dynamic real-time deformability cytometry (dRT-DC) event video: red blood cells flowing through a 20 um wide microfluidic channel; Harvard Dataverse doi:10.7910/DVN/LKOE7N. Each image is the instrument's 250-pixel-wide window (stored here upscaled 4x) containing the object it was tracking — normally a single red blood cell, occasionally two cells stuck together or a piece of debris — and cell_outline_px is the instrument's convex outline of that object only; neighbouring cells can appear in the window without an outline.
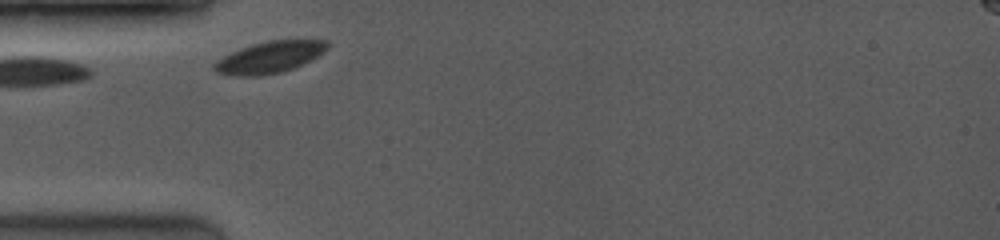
{"species": "common noctule bat (a hibernating species)", "species_latin": "Nyctalus noctula", "temperature_condition": "room temperature", "stored_images_in_passage": 10, "segment_of_instrument_passage": [1, 2], "camera_frame_rate_fps": 3500, "um_per_image_px": 0.085, "animal": {"sex": "female", "body_mass_g": 19.0, "forearm_length_mm": 53.3}, "frame": {"image": 1, "passage_image": 1, "time_ms": 0.0, "image_size_px": [1000, 240], "cell_outline_px": [[328, 48], [324, 52], [292, 68], [280, 72], [260, 76], [236, 76], [216, 72], [212, 68], [212, 64], [216, 60], [240, 48], [252, 44], [268, 40], [328, 40]], "centroid_in_image_um": [22.86, 4.86], "position_along_channel_um": 62.1, "area_um2": 20.63}}
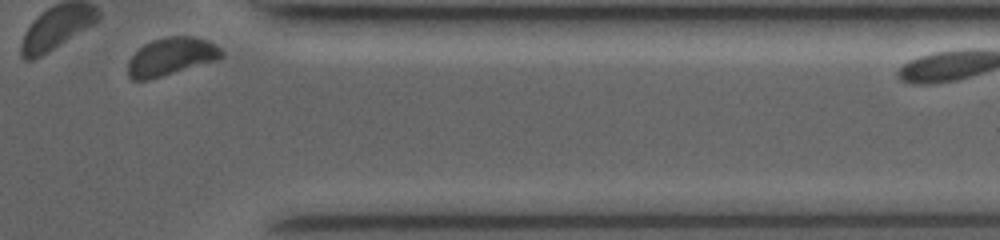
{"frame": {"image": 2, "passage_image": 9, "time_ms": 8.857, "image_size_px": [1000, 240], "cell_outline_px": [[224, 56], [216, 60], [148, 80], [132, 80], [128, 76], [128, 60], [144, 44], [152, 40], [168, 36], [192, 36], [208, 40], [216, 44], [224, 52]], "centroid_in_image_um": [14.56, 4.8], "position_along_channel_um": 396.8, "area_um2": 20.58}}